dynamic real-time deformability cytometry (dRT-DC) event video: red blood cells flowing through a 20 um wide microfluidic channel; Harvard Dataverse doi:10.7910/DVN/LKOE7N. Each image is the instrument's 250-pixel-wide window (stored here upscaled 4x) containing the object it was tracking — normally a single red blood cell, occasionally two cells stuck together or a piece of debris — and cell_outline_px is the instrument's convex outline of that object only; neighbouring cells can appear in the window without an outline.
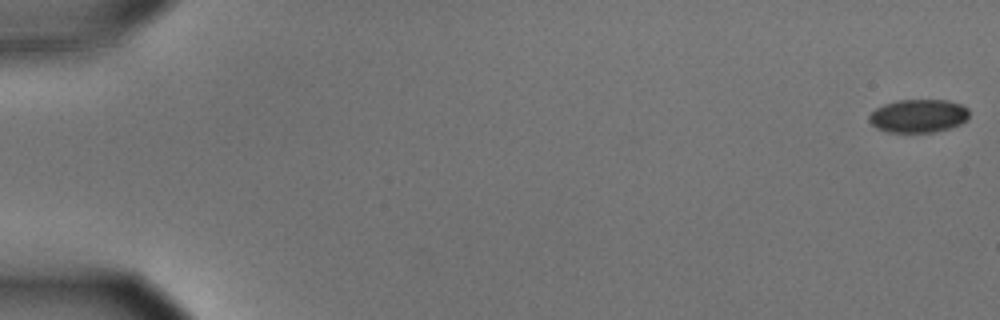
{"species": "common noctule bat (a hibernating species)", "species_latin": "Nyctalus noctula", "temperature_condition": "cold", "stored_images_in_passage": 15, "camera_frame_rate_fps": 3000, "um_per_image_px": 0.085, "animal": {"sex": "male", "body_mass_g": 15.6}, "frame": {"image": 1, "passage_image": 1, "time_ms": 0.0, "image_size_px": [1000, 320], "cell_outline_px": [[968, 120], [960, 124], [948, 128], [932, 132], [888, 132], [876, 128], [868, 120], [868, 116], [876, 108], [884, 104], [896, 100], [948, 100], [960, 104], [968, 108]], "centroid_in_image_um": [78.05, 9.84], "position_along_channel_um": 6.9, "area_um2": 19.42}}
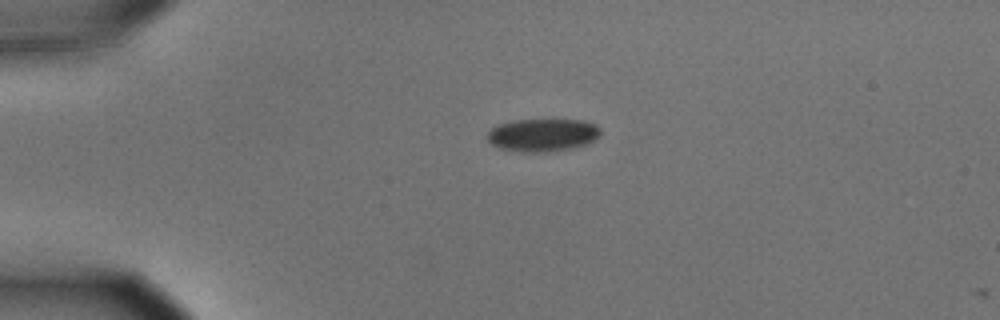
{"frame": {"image": 2, "passage_image": 14, "time_ms": 4.333, "image_size_px": [1000, 320], "cell_outline_px": [[600, 136], [596, 140], [572, 148], [548, 152], [524, 152], [500, 148], [492, 144], [488, 140], [488, 132], [492, 128], [500, 124], [512, 120], [580, 120], [596, 124], [600, 128]], "centroid_in_image_um": [46.15, 11.47], "position_along_channel_um": 38.9, "area_um2": 21.56}}